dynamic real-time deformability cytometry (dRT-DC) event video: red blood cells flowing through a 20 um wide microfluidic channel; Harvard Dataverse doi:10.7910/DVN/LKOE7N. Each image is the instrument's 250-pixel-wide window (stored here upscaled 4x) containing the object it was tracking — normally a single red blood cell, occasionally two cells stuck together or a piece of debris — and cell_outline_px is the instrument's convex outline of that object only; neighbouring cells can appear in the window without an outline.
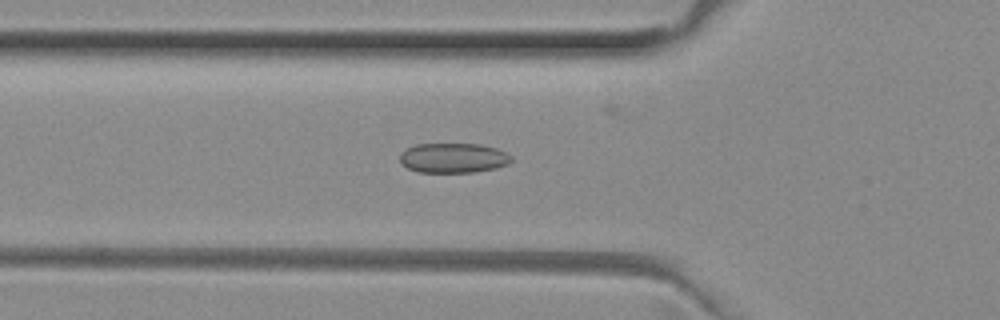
{"species": "common noctule bat (a hibernating species)", "species_latin": "Nyctalus noctula", "temperature_condition": "room temperature", "stored_images_in_passage": 44, "camera_frame_rate_fps": 3000, "um_per_image_px": 0.085, "animal": {"sex": "female", "body_mass_g": 29.2, "forearm_length_mm": 56.3}, "frame": {"image": 1, "passage_image": 12, "time_ms": 3.667, "image_size_px": [1000, 320], "cell_outline_px": [[512, 160], [508, 164], [496, 168], [476, 172], [416, 172], [400, 164], [400, 152], [416, 144], [480, 144], [496, 148], [512, 156]], "centroid_in_image_um": [38.51, 13.43], "position_along_channel_um": 87.3, "area_um2": 19.48}}
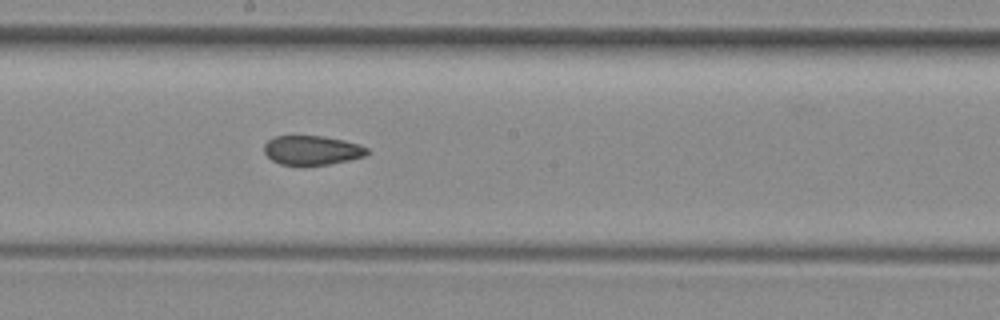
{"frame": {"image": 2, "passage_image": 22, "time_ms": 7.0, "image_size_px": [1000, 320], "cell_outline_px": [[368, 152], [364, 156], [348, 160], [328, 164], [300, 168], [280, 164], [272, 160], [264, 152], [264, 144], [268, 140], [276, 136], [320, 136], [344, 140], [360, 144], [368, 148]], "centroid_in_image_um": [26.49, 12.8], "position_along_channel_um": 221.7, "area_um2": 17.98}}
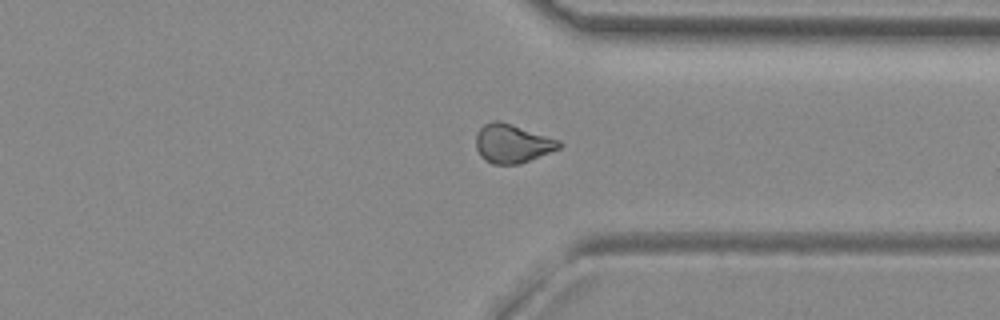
{"frame": {"image": 3, "passage_image": 33, "time_ms": 10.667, "image_size_px": [1000, 320], "cell_outline_px": [[564, 144], [560, 148], [520, 164], [492, 164], [484, 160], [480, 156], [476, 148], [476, 132], [484, 124], [492, 120], [500, 120], [560, 140]], "centroid_in_image_um": [43.53, 12.19], "position_along_channel_um": 367.9, "area_um2": 18.96}}